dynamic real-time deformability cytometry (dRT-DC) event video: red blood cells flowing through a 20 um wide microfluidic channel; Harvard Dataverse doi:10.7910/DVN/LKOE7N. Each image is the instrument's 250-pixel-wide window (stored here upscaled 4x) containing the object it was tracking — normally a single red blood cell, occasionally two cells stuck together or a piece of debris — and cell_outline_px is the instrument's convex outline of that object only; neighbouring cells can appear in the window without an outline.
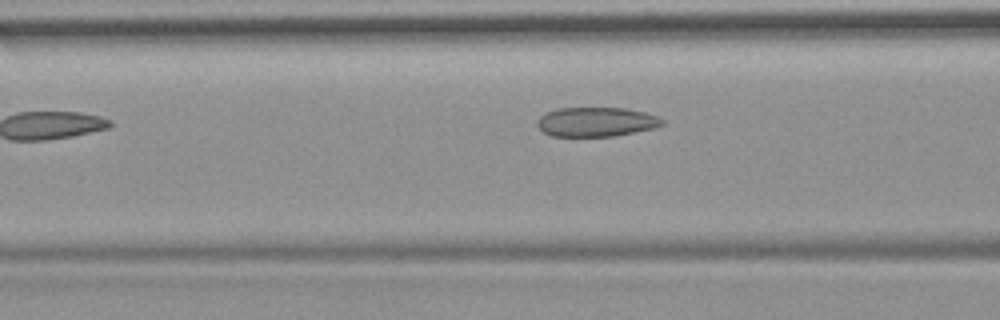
{"species": "common noctule bat (a hibernating species)", "species_latin": "Nyctalus noctula", "temperature_condition": "room temperature", "stored_images_in_passage": 7, "camera_frame_rate_fps": 3000, "um_per_image_px": 0.085, "animal": {"sex": "female", "body_mass_g": 19.9}, "frame": {"image": 1, "passage_image": 4, "time_ms": 1.0, "image_size_px": [1000, 320], "cell_outline_px": [[664, 124], [652, 128], [616, 136], [552, 136], [544, 132], [536, 124], [536, 120], [540, 116], [556, 108], [624, 108], [644, 112], [656, 116], [664, 120]], "centroid_in_image_um": [50.65, 10.36], "position_along_channel_um": 115.9, "area_um2": 21.27}}